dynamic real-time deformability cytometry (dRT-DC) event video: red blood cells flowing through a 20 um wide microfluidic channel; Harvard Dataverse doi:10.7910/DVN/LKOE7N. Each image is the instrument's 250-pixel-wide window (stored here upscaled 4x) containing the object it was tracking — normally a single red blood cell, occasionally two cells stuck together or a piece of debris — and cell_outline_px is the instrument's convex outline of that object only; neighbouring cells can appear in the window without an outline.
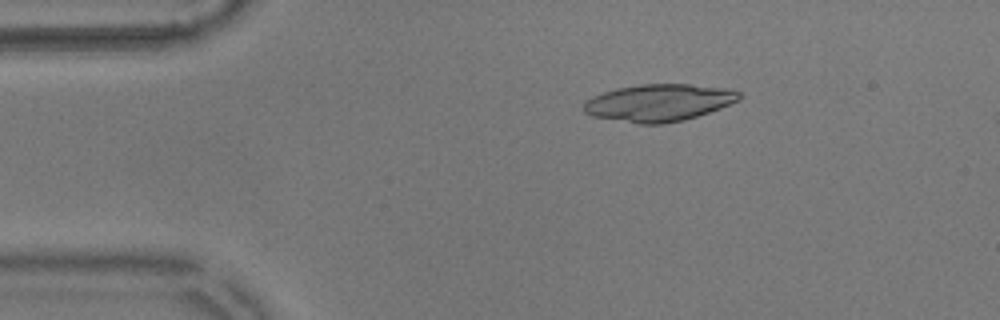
{"species": "common noctule bat (a hibernating species)", "species_latin": "Nyctalus noctula", "temperature_condition": "warm", "stored_images_in_passage": 54, "camera_frame_rate_fps": 3000, "um_per_image_px": 0.085, "animal": {"sex": "male", "body_mass_g": 17.9}, "frame": {"image": 1, "passage_image": 9, "time_ms": 2.667, "image_size_px": [1000, 320], "cell_outline_px": [[740, 100], [720, 108], [684, 120], [664, 124], [640, 124], [592, 116], [584, 112], [584, 104], [592, 96], [616, 88], [640, 84], [688, 84], [724, 88], [740, 92]], "centroid_in_image_um": [55.99, 8.73], "position_along_channel_um": 29.0, "area_um2": 33.47}}